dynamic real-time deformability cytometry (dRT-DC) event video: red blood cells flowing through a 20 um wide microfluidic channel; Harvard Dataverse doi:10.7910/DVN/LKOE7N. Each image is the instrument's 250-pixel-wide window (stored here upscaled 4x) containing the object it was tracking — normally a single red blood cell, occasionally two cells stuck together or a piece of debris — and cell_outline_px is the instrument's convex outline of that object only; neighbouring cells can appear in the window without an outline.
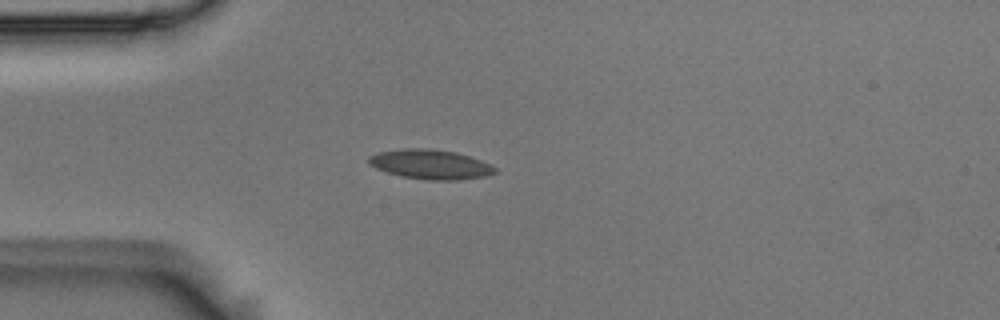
{"species": "Egyptian fruit bat (a non-hibernating species)", "species_latin": "Rousettus aegyptiacus", "temperature_condition": "room temperature", "stored_images_in_passage": 41, "camera_frame_rate_fps": 3000, "um_per_image_px": 0.085, "animal": {"sex": "male"}, "frame": {"image": 1, "passage_image": 9, "time_ms": 2.667, "image_size_px": [1000, 320], "cell_outline_px": [[496, 172], [484, 176], [456, 180], [428, 180], [404, 176], [388, 172], [376, 168], [368, 164], [368, 156], [376, 152], [400, 148], [432, 148], [456, 152], [480, 160], [496, 168]], "centroid_in_image_um": [36.53, 13.95], "position_along_channel_um": 48.5, "area_um2": 21.68}}
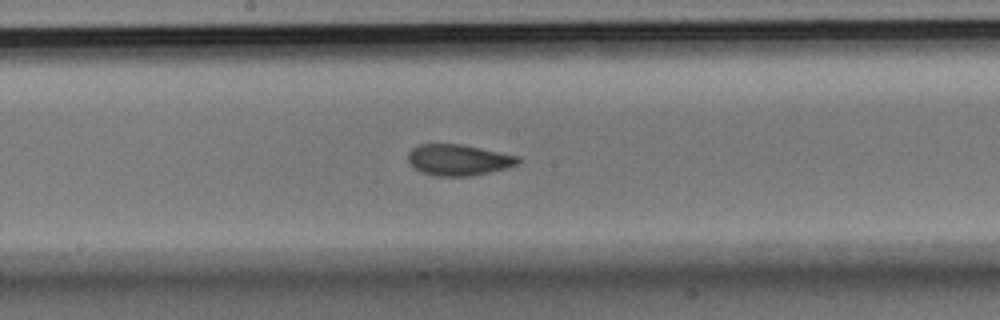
{"frame": {"image": 2, "passage_image": 23, "time_ms": 7.333, "image_size_px": [1000, 320], "cell_outline_px": [[520, 160], [516, 164], [508, 168], [472, 176], [432, 176], [420, 172], [408, 160], [408, 152], [412, 148], [420, 144], [460, 144], [520, 156]], "centroid_in_image_um": [38.97, 13.6], "position_along_channel_um": 209.2, "area_um2": 19.94}}
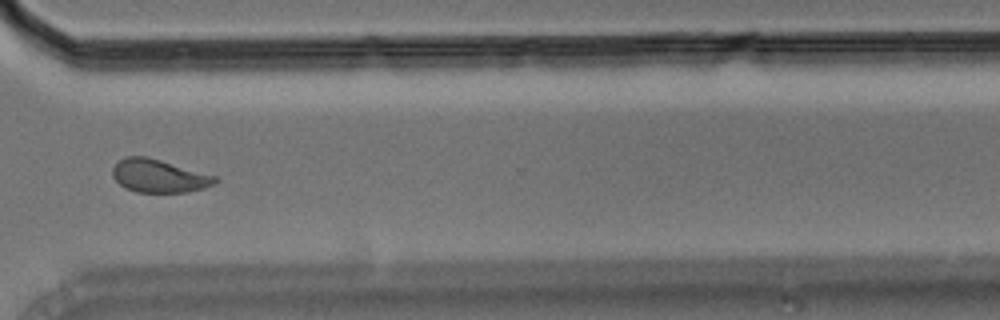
{"frame": {"image": 3, "passage_image": 35, "time_ms": 11.333, "image_size_px": [1000, 320], "cell_outline_px": [[220, 180], [204, 188], [188, 192], [136, 192], [124, 188], [112, 176], [112, 168], [124, 156], [148, 156], [216, 176]], "centroid_in_image_um": [13.49, 14.95], "position_along_channel_um": 357.1, "area_um2": 19.83}, "authors_computed_cell_mechanics": {"area_um2": 20.4034, "velocity_mm_per_s": 3.7025, "shape_relaxation_time_tau1_ms": 7.1659, "shape_relaxation_time_tau2_ms": 1.2881, "deformation_change_tau1": 0.1554, "deformation_change_tau2": 0.0635}}